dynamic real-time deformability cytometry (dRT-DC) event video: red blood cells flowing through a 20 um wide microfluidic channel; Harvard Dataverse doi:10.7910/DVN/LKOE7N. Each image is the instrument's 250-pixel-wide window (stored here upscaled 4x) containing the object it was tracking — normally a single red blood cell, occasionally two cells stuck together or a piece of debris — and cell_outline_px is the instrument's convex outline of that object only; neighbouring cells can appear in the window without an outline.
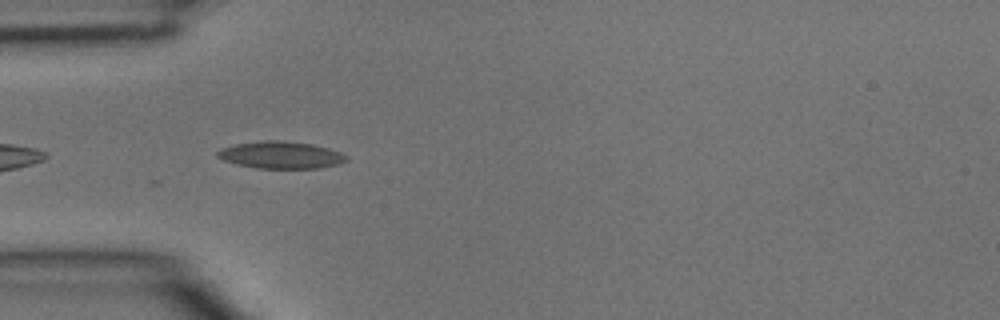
{"species": "common noctule bat (a hibernating species)", "species_latin": "Nyctalus noctula", "temperature_condition": "room temperature", "stored_images_in_passage": 3, "camera_frame_rate_fps": 3000, "um_per_image_px": 0.085, "animal": {"sex": "male", "body_mass_g": 15.6}, "frame": {"image": 1, "passage_image": 2, "time_ms": 0.333, "image_size_px": [1000, 320], "cell_outline_px": [[348, 160], [336, 164], [320, 168], [256, 168], [236, 164], [224, 160], [216, 156], [216, 152], [220, 148], [236, 144], [260, 140], [276, 140], [312, 144], [328, 148], [340, 152], [348, 156]], "centroid_in_image_um": [23.84, 13.17], "position_along_channel_um": 61.2, "area_um2": 20.35}}